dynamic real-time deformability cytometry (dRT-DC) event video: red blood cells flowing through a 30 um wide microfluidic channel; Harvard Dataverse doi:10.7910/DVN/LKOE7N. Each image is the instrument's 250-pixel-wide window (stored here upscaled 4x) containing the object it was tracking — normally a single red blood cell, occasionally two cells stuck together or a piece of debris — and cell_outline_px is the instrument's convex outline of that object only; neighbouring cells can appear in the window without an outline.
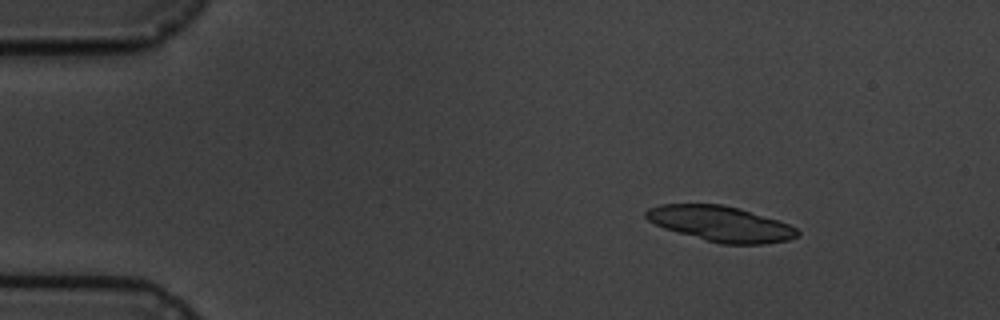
{"species": "common noctule bat (a hibernating species)", "species_latin": "Nyctalus noctula", "temperature_condition": "cold", "stored_images_in_passage": 10, "camera_frame_rate_fps": 3000, "um_per_image_px": 0.085, "animal": {"sex": "male", "body_mass_g": 19.5, "forearm_length_mm": 54.6}, "frame": {"image": 1, "passage_image": 2, "time_ms": 1.333, "image_size_px": [1000, 320], "cell_outline_px": [[800, 236], [788, 240], [764, 244], [720, 244], [664, 228], [648, 220], [644, 216], [644, 212], [648, 208], [660, 204], [720, 204], [740, 208], [780, 220], [796, 228], [800, 232]], "centroid_in_image_um": [61.29, 19.01], "position_along_channel_um": 23.7, "area_um2": 31.33}}